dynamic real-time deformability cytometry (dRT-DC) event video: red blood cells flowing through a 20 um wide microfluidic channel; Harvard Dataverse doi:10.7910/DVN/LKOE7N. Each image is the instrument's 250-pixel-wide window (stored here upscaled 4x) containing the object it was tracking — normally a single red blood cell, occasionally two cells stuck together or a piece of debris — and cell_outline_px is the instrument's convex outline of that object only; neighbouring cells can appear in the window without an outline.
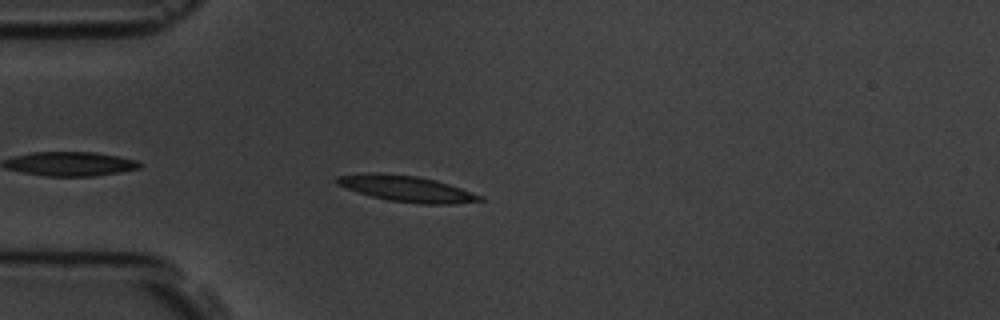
{"species": "common noctule bat (a hibernating species)", "species_latin": "Nyctalus noctula", "temperature_condition": "room temperature", "stored_images_in_passage": 38, "camera_frame_rate_fps": 3000, "um_per_image_px": 0.085, "animal": {"sex": "male", "body_mass_g": 19.5, "forearm_length_mm": 54.6}, "frame": {"image": 1, "passage_image": 4, "time_ms": 1.0, "image_size_px": [1000, 320], "cell_outline_px": [[484, 200], [452, 204], [420, 204], [388, 200], [356, 192], [336, 184], [336, 176], [372, 172], [380, 172], [416, 176], [436, 180], [484, 196]], "centroid_in_image_um": [34.54, 16.03], "position_along_channel_um": 50.5, "area_um2": 21.68}}
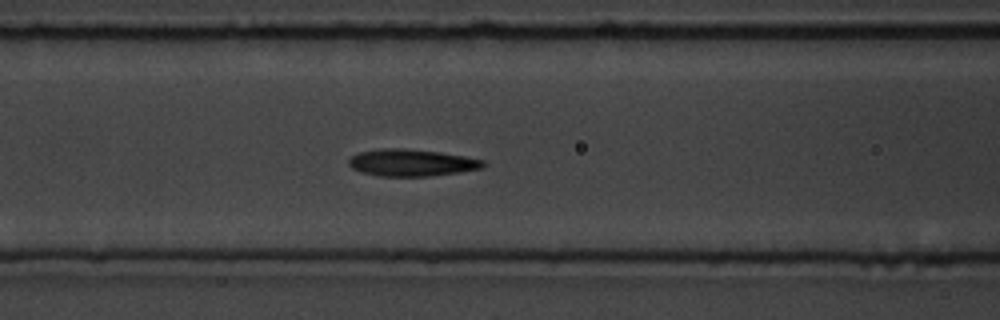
{"frame": {"image": 2, "passage_image": 12, "time_ms": 3.667, "image_size_px": [1000, 320], "cell_outline_px": [[484, 168], [460, 172], [428, 176], [380, 176], [364, 172], [352, 168], [348, 164], [348, 160], [352, 156], [360, 152], [388, 148], [396, 148], [440, 152], [464, 156], [484, 160]], "centroid_in_image_um": [35.01, 13.83], "position_along_channel_um": 131.6, "area_um2": 20.81}}
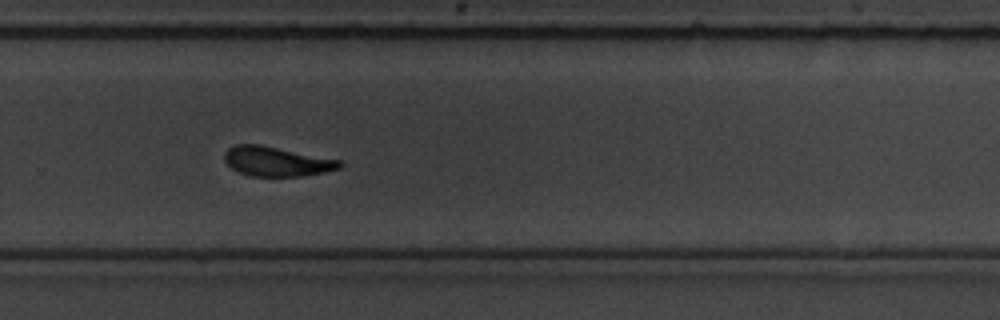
{"frame": {"image": 3, "passage_image": 27, "time_ms": 8.667, "image_size_px": [1000, 320], "cell_outline_px": [[344, 164], [340, 168], [324, 172], [304, 176], [248, 176], [232, 168], [224, 160], [224, 152], [228, 148], [236, 144], [260, 144], [340, 160]], "centroid_in_image_um": [23.5, 13.72], "position_along_channel_um": 306.3, "area_um2": 19.88}, "authors_computed_cell_mechanics": {"area_um2": 20.4612, "velocity_mm_per_s": 3.5027, "shape_relaxation_time_tau1_ms": 3.308, "shape_relaxation_time_tau2_ms": 2.9741, "deformation_change_tau1": 0.1388, "deformation_change_tau2": 0.0784}}